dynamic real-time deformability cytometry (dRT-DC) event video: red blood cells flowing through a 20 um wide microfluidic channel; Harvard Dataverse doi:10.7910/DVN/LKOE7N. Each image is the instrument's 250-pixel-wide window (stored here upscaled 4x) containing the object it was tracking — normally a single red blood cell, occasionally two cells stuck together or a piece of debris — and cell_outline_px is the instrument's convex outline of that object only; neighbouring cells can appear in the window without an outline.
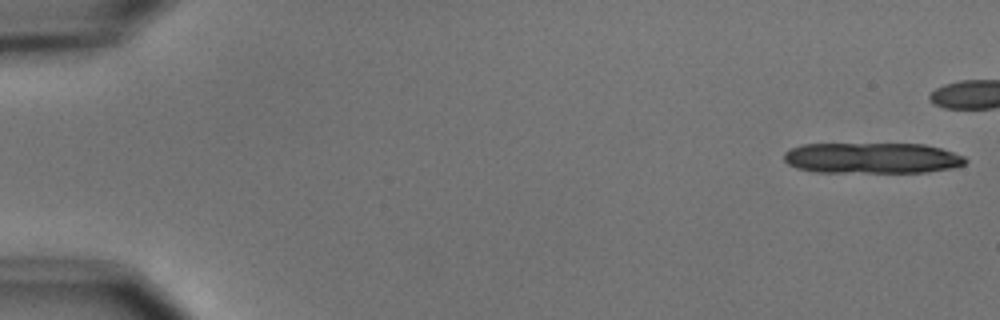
{"species": "common noctule bat (a hibernating species)", "species_latin": "Nyctalus noctula", "temperature_condition": "cold", "stored_images_in_passage": 9, "camera_frame_rate_fps": 3000, "um_per_image_px": 0.085, "animal": {"sex": "male", "body_mass_g": 15.6}, "frame": {"image": 1, "passage_image": 1, "time_ms": 0.0, "image_size_px": [1000, 320], "cell_outline_px": [[968, 160], [964, 164], [952, 168], [928, 172], [816, 172], [796, 168], [788, 164], [784, 160], [784, 152], [792, 148], [804, 144], [924, 144], [940, 148], [964, 156]], "centroid_in_image_um": [74.12, 13.44], "position_along_channel_um": 10.9, "area_um2": 32.6}}
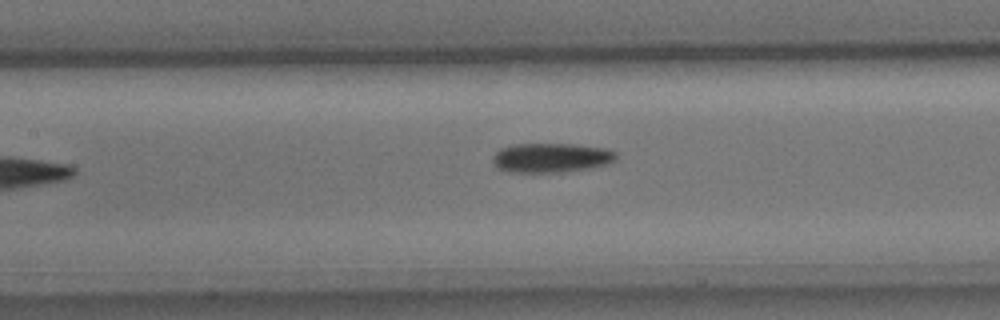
{"frame": {"image": 2, "passage_image": 8, "time_ms": 9.333, "image_size_px": [1000, 320], "cell_outline_px": [[616, 160], [608, 164], [588, 168], [564, 172], [512, 172], [500, 168], [492, 160], [492, 156], [500, 148], [512, 144], [576, 144], [608, 148], [616, 152]], "centroid_in_image_um": [46.89, 13.39], "position_along_channel_um": 160.5, "area_um2": 21.21}}
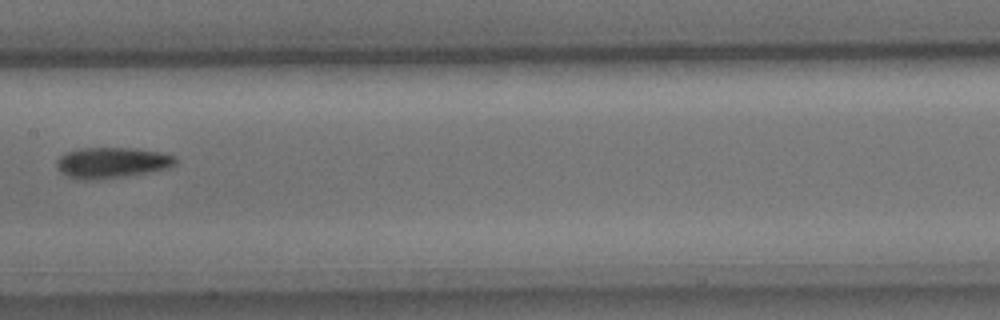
{"frame": {"image": 3, "passage_image": 9, "time_ms": 10.333, "image_size_px": [1000, 320], "cell_outline_px": [[176, 164], [164, 168], [144, 172], [120, 176], [92, 180], [76, 180], [60, 172], [56, 168], [56, 160], [64, 152], [76, 148], [136, 148], [160, 152], [176, 156]], "centroid_in_image_um": [9.41, 13.81], "position_along_channel_um": 198.0, "area_um2": 21.21}}